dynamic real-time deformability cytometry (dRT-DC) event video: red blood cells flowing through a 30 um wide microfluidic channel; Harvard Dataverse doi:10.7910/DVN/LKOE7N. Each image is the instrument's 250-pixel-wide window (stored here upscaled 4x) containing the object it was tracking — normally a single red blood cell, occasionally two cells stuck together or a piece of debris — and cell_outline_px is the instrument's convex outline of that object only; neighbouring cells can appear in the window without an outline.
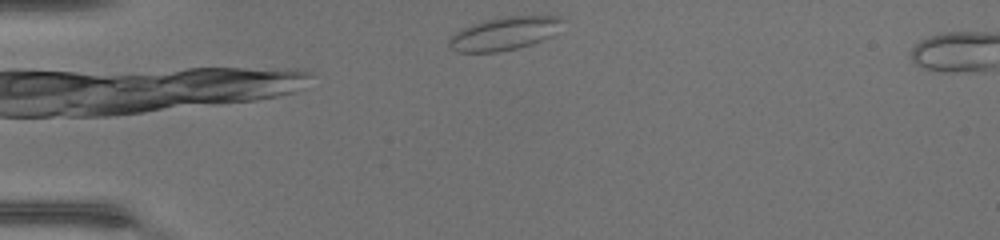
{"species": "common noctule bat (a hibernating species)", "species_latin": "Nyctalus noctula", "temperature_condition": "warm", "stored_images_in_passage": 3, "camera_frame_rate_fps": 3000, "um_per_image_px": 0.085, "animal": {"sex": "female", "body_mass_g": 17.0, "forearm_length_mm": 48.0}, "frame": {"image": 1, "passage_image": 1, "time_ms": 0.0, "image_size_px": [1000, 240], "cell_outline_px": [[564, 20], [548, 36], [540, 40], [516, 48], [496, 52], [460, 52], [448, 48], [448, 40], [456, 32], [472, 24], [484, 20], [504, 16], [560, 16]], "centroid_in_image_um": [42.78, 2.84], "position_along_channel_um": 42.2, "area_um2": 21.33}}